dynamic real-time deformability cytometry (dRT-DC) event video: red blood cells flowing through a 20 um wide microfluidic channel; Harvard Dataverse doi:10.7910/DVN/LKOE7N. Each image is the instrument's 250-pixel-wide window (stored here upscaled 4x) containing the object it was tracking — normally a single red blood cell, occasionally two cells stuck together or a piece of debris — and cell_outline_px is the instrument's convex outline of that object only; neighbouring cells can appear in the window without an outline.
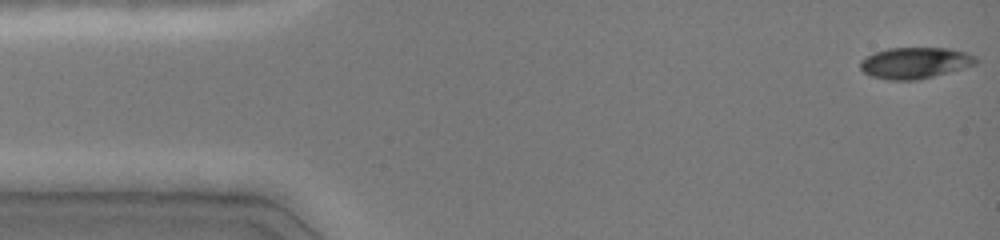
{"species": "common noctule bat (a hibernating species)", "species_latin": "Nyctalus noctula", "temperature_condition": "cold", "stored_images_in_passage": 47, "camera_frame_rate_fps": 3000, "um_per_image_px": 0.085, "animal": {"sex": "female", "body_mass_g": 19.0, "forearm_length_mm": 51.5}, "frame": {"image": 1, "passage_image": 1, "time_ms": 0.0, "image_size_px": [1000, 240], "cell_outline_px": [[980, 60], [976, 64], [948, 72], [916, 80], [888, 80], [872, 76], [864, 72], [860, 68], [860, 60], [872, 52], [888, 48], [948, 48], [964, 52], [976, 56]], "centroid_in_image_um": [77.75, 5.34], "position_along_channel_um": 7.2, "area_um2": 21.04}}
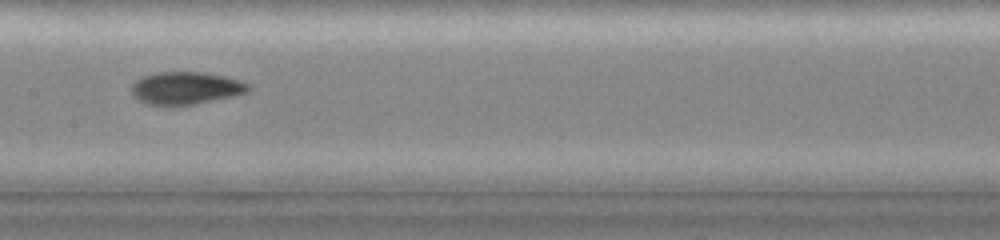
{"frame": {"image": 2, "passage_image": 23, "time_ms": 7.333, "image_size_px": [1000, 240], "cell_outline_px": [[252, 88], [248, 92], [232, 96], [196, 104], [168, 108], [164, 108], [148, 104], [136, 100], [132, 96], [132, 84], [140, 76], [156, 72], [204, 72], [224, 76], [240, 80], [248, 84]], "centroid_in_image_um": [15.73, 7.52], "position_along_channel_um": 191.7, "area_um2": 22.89}}
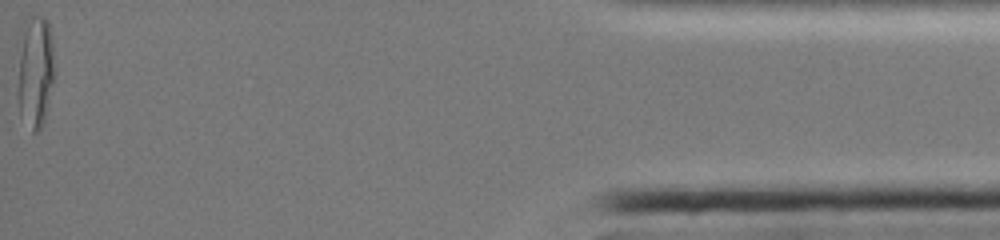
{"frame": {"image": 3, "passage_image": 47, "time_ms": 15.333, "image_size_px": [1000, 240], "cell_outline_px": [[56, 76], [44, 124], [36, 132], [32, 132], [20, 116], [16, 40], [20, 24], [32, 12], [44, 16], [48, 20], [52, 36], [56, 68]], "centroid_in_image_um": [2.99, 5.92], "position_along_channel_um": 432.2, "area_um2": 26.36}, "authors_computed_cell_mechanics": {"area_um2": 21.386, "velocity_mm_per_s": 4.0766, "shape_relaxation_time_tau1_ms": 8.2887, "shape_relaxation_time_tau2_ms": 1.4304, "deformation_change_tau1": 0.2587, "deformation_change_tau2": 0.0517}}